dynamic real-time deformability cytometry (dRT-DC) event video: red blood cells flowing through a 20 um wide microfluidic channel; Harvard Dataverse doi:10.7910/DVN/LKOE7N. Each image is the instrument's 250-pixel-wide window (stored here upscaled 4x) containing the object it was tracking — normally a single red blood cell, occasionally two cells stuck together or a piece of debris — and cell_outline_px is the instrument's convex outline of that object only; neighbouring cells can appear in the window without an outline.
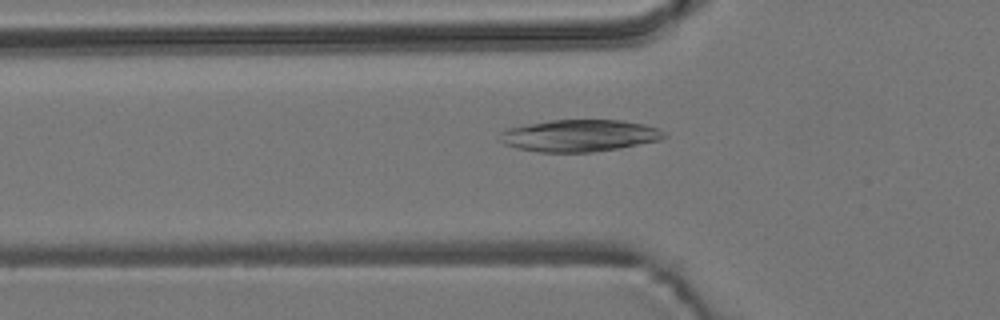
{"species": "common noctule bat (a hibernating species)", "species_latin": "Nyctalus noctula", "temperature_condition": "room temperature", "stored_images_in_passage": 43, "camera_frame_rate_fps": 3000, "um_per_image_px": 0.085, "animal": {"sex": "male", "body_mass_g": 19.2, "forearm_length_mm": 51.8}, "frame": {"image": 1, "passage_image": 6, "time_ms": 1.667, "image_size_px": [1000, 320], "cell_outline_px": [[668, 136], [660, 140], [620, 148], [592, 152], [540, 152], [516, 148], [504, 144], [500, 140], [500, 132], [504, 128], [552, 120], [620, 120], [644, 124], [656, 128], [664, 132]], "centroid_in_image_um": [49.23, 11.53], "position_along_channel_um": 76.6, "area_um2": 30.63}}
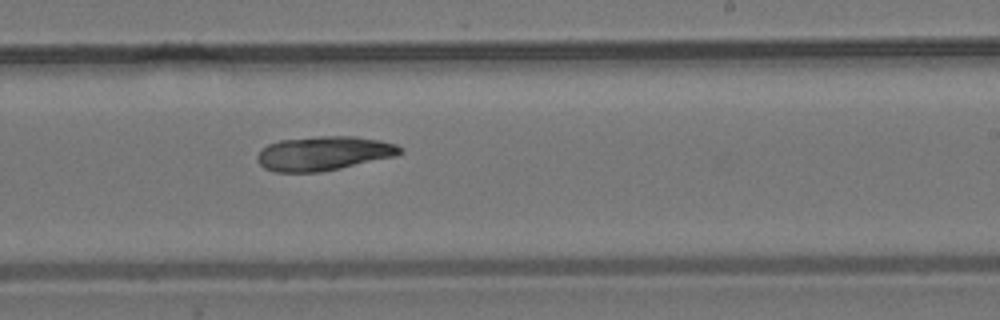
{"frame": {"image": 2, "passage_image": 21, "time_ms": 6.667, "image_size_px": [1000, 320], "cell_outline_px": [[404, 152], [396, 156], [340, 168], [320, 172], [272, 172], [264, 168], [256, 160], [256, 156], [260, 148], [268, 144], [280, 140], [316, 136], [356, 136], [380, 140], [396, 144], [404, 148]], "centroid_in_image_um": [27.5, 13.03], "position_along_channel_um": 261.5, "area_um2": 28.84}}
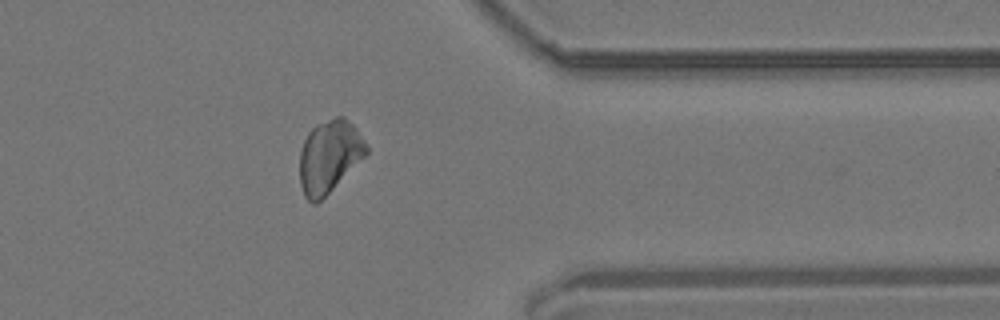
{"frame": {"image": 3, "passage_image": 32, "time_ms": 10.333, "image_size_px": [1000, 320], "cell_outline_px": [[368, 152], [316, 204], [312, 204], [304, 196], [300, 184], [300, 152], [304, 140], [308, 132], [316, 124], [336, 116], [344, 116], [356, 128], [368, 148]], "centroid_in_image_um": [27.96, 13.27], "position_along_channel_um": 383.4, "area_um2": 27.69}, "authors_computed_cell_mechanics": {"area_um2": 28.4376, "velocity_mm_per_s": 3.6751, "shape_relaxation_time_tau1_ms": 10.5287, "shape_relaxation_time_tau2_ms": null, "deformation_change_tau1": 0.1775, "deformation_change_tau2": null}}